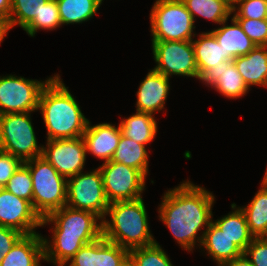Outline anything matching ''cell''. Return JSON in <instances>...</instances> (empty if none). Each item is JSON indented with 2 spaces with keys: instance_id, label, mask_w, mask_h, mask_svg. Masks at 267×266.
Wrapping results in <instances>:
<instances>
[{
  "instance_id": "1",
  "label": "cell",
  "mask_w": 267,
  "mask_h": 266,
  "mask_svg": "<svg viewBox=\"0 0 267 266\" xmlns=\"http://www.w3.org/2000/svg\"><path fill=\"white\" fill-rule=\"evenodd\" d=\"M162 199L159 217L177 243L188 251L194 248L196 240L201 244L204 235L197 237V233L204 226L206 230L212 222L213 194L203 187L185 181L168 190Z\"/></svg>"
},
{
  "instance_id": "2",
  "label": "cell",
  "mask_w": 267,
  "mask_h": 266,
  "mask_svg": "<svg viewBox=\"0 0 267 266\" xmlns=\"http://www.w3.org/2000/svg\"><path fill=\"white\" fill-rule=\"evenodd\" d=\"M49 222L54 223L53 239L43 238L44 261L57 266H65L81 247L102 236V219L90 211L64 206L42 218V226Z\"/></svg>"
},
{
  "instance_id": "3",
  "label": "cell",
  "mask_w": 267,
  "mask_h": 266,
  "mask_svg": "<svg viewBox=\"0 0 267 266\" xmlns=\"http://www.w3.org/2000/svg\"><path fill=\"white\" fill-rule=\"evenodd\" d=\"M38 110L47 128V140L82 137L89 122L57 74L42 89Z\"/></svg>"
},
{
  "instance_id": "4",
  "label": "cell",
  "mask_w": 267,
  "mask_h": 266,
  "mask_svg": "<svg viewBox=\"0 0 267 266\" xmlns=\"http://www.w3.org/2000/svg\"><path fill=\"white\" fill-rule=\"evenodd\" d=\"M102 220V236L110 242L131 250L156 242L149 230L148 216L143 199L109 203Z\"/></svg>"
},
{
  "instance_id": "5",
  "label": "cell",
  "mask_w": 267,
  "mask_h": 266,
  "mask_svg": "<svg viewBox=\"0 0 267 266\" xmlns=\"http://www.w3.org/2000/svg\"><path fill=\"white\" fill-rule=\"evenodd\" d=\"M33 182V208L41 218L66 206L67 179L42 156L23 163Z\"/></svg>"
},
{
  "instance_id": "6",
  "label": "cell",
  "mask_w": 267,
  "mask_h": 266,
  "mask_svg": "<svg viewBox=\"0 0 267 266\" xmlns=\"http://www.w3.org/2000/svg\"><path fill=\"white\" fill-rule=\"evenodd\" d=\"M152 41H191L194 19L182 0H156L151 13Z\"/></svg>"
},
{
  "instance_id": "7",
  "label": "cell",
  "mask_w": 267,
  "mask_h": 266,
  "mask_svg": "<svg viewBox=\"0 0 267 266\" xmlns=\"http://www.w3.org/2000/svg\"><path fill=\"white\" fill-rule=\"evenodd\" d=\"M30 112L0 115V150L19 158L23 163L42 155L38 146Z\"/></svg>"
},
{
  "instance_id": "8",
  "label": "cell",
  "mask_w": 267,
  "mask_h": 266,
  "mask_svg": "<svg viewBox=\"0 0 267 266\" xmlns=\"http://www.w3.org/2000/svg\"><path fill=\"white\" fill-rule=\"evenodd\" d=\"M66 206L93 212L102 220L106 217L109 202L105 196L103 177L99 168L90 173L82 171L67 179Z\"/></svg>"
},
{
  "instance_id": "9",
  "label": "cell",
  "mask_w": 267,
  "mask_h": 266,
  "mask_svg": "<svg viewBox=\"0 0 267 266\" xmlns=\"http://www.w3.org/2000/svg\"><path fill=\"white\" fill-rule=\"evenodd\" d=\"M51 78L41 82L14 75L0 76V115L38 110L41 91Z\"/></svg>"
},
{
  "instance_id": "10",
  "label": "cell",
  "mask_w": 267,
  "mask_h": 266,
  "mask_svg": "<svg viewBox=\"0 0 267 266\" xmlns=\"http://www.w3.org/2000/svg\"><path fill=\"white\" fill-rule=\"evenodd\" d=\"M99 169L109 203L142 198L146 176L140 170L114 161L104 162Z\"/></svg>"
},
{
  "instance_id": "11",
  "label": "cell",
  "mask_w": 267,
  "mask_h": 266,
  "mask_svg": "<svg viewBox=\"0 0 267 266\" xmlns=\"http://www.w3.org/2000/svg\"><path fill=\"white\" fill-rule=\"evenodd\" d=\"M154 71L166 77L180 75L198 78L192 41H152Z\"/></svg>"
},
{
  "instance_id": "12",
  "label": "cell",
  "mask_w": 267,
  "mask_h": 266,
  "mask_svg": "<svg viewBox=\"0 0 267 266\" xmlns=\"http://www.w3.org/2000/svg\"><path fill=\"white\" fill-rule=\"evenodd\" d=\"M44 157L66 179L82 172L86 161V144L83 137L47 140Z\"/></svg>"
},
{
  "instance_id": "13",
  "label": "cell",
  "mask_w": 267,
  "mask_h": 266,
  "mask_svg": "<svg viewBox=\"0 0 267 266\" xmlns=\"http://www.w3.org/2000/svg\"><path fill=\"white\" fill-rule=\"evenodd\" d=\"M0 226L13 228L24 235L36 233L42 218L31 202L0 188Z\"/></svg>"
},
{
  "instance_id": "14",
  "label": "cell",
  "mask_w": 267,
  "mask_h": 266,
  "mask_svg": "<svg viewBox=\"0 0 267 266\" xmlns=\"http://www.w3.org/2000/svg\"><path fill=\"white\" fill-rule=\"evenodd\" d=\"M70 261L69 266H128L129 250L101 236L81 247Z\"/></svg>"
},
{
  "instance_id": "15",
  "label": "cell",
  "mask_w": 267,
  "mask_h": 266,
  "mask_svg": "<svg viewBox=\"0 0 267 266\" xmlns=\"http://www.w3.org/2000/svg\"><path fill=\"white\" fill-rule=\"evenodd\" d=\"M199 79L230 99L242 97L249 91L233 61H224L221 66L207 69Z\"/></svg>"
},
{
  "instance_id": "16",
  "label": "cell",
  "mask_w": 267,
  "mask_h": 266,
  "mask_svg": "<svg viewBox=\"0 0 267 266\" xmlns=\"http://www.w3.org/2000/svg\"><path fill=\"white\" fill-rule=\"evenodd\" d=\"M169 89V78L152 69L140 83L136 111L150 114L160 112L164 108Z\"/></svg>"
},
{
  "instance_id": "17",
  "label": "cell",
  "mask_w": 267,
  "mask_h": 266,
  "mask_svg": "<svg viewBox=\"0 0 267 266\" xmlns=\"http://www.w3.org/2000/svg\"><path fill=\"white\" fill-rule=\"evenodd\" d=\"M121 134L120 126L115 127L110 123L90 126V122H88L82 136L86 144V152L105 160L104 162L111 161Z\"/></svg>"
},
{
  "instance_id": "18",
  "label": "cell",
  "mask_w": 267,
  "mask_h": 266,
  "mask_svg": "<svg viewBox=\"0 0 267 266\" xmlns=\"http://www.w3.org/2000/svg\"><path fill=\"white\" fill-rule=\"evenodd\" d=\"M44 260L43 237L39 233L23 235L12 247L0 266H40Z\"/></svg>"
},
{
  "instance_id": "19",
  "label": "cell",
  "mask_w": 267,
  "mask_h": 266,
  "mask_svg": "<svg viewBox=\"0 0 267 266\" xmlns=\"http://www.w3.org/2000/svg\"><path fill=\"white\" fill-rule=\"evenodd\" d=\"M233 62L249 88L251 85L267 86V46H256Z\"/></svg>"
},
{
  "instance_id": "20",
  "label": "cell",
  "mask_w": 267,
  "mask_h": 266,
  "mask_svg": "<svg viewBox=\"0 0 267 266\" xmlns=\"http://www.w3.org/2000/svg\"><path fill=\"white\" fill-rule=\"evenodd\" d=\"M232 25H227L225 20L220 25L223 27L210 31L216 38L220 47L223 48L225 55H230L233 59L239 56H245L256 45L243 32L241 25L231 17Z\"/></svg>"
},
{
  "instance_id": "21",
  "label": "cell",
  "mask_w": 267,
  "mask_h": 266,
  "mask_svg": "<svg viewBox=\"0 0 267 266\" xmlns=\"http://www.w3.org/2000/svg\"><path fill=\"white\" fill-rule=\"evenodd\" d=\"M191 41L198 68V79L207 69L221 66L224 61H233L230 55H225L211 32H204L199 35V39Z\"/></svg>"
},
{
  "instance_id": "22",
  "label": "cell",
  "mask_w": 267,
  "mask_h": 266,
  "mask_svg": "<svg viewBox=\"0 0 267 266\" xmlns=\"http://www.w3.org/2000/svg\"><path fill=\"white\" fill-rule=\"evenodd\" d=\"M203 235L201 246L206 248L208 255L212 256L218 266H223L243 254V251L213 221L203 231Z\"/></svg>"
},
{
  "instance_id": "23",
  "label": "cell",
  "mask_w": 267,
  "mask_h": 266,
  "mask_svg": "<svg viewBox=\"0 0 267 266\" xmlns=\"http://www.w3.org/2000/svg\"><path fill=\"white\" fill-rule=\"evenodd\" d=\"M232 213L217 219L213 223L225 234L231 241L238 246L243 252L254 239L250 233L247 220L241 207H236V204L231 205Z\"/></svg>"
},
{
  "instance_id": "24",
  "label": "cell",
  "mask_w": 267,
  "mask_h": 266,
  "mask_svg": "<svg viewBox=\"0 0 267 266\" xmlns=\"http://www.w3.org/2000/svg\"><path fill=\"white\" fill-rule=\"evenodd\" d=\"M152 115L154 114L137 111L123 119L119 124L122 135L139 144L150 143L157 133V122Z\"/></svg>"
},
{
  "instance_id": "25",
  "label": "cell",
  "mask_w": 267,
  "mask_h": 266,
  "mask_svg": "<svg viewBox=\"0 0 267 266\" xmlns=\"http://www.w3.org/2000/svg\"><path fill=\"white\" fill-rule=\"evenodd\" d=\"M111 161L122 163L131 168L140 170L147 176L148 152L145 145L139 144L122 134Z\"/></svg>"
},
{
  "instance_id": "26",
  "label": "cell",
  "mask_w": 267,
  "mask_h": 266,
  "mask_svg": "<svg viewBox=\"0 0 267 266\" xmlns=\"http://www.w3.org/2000/svg\"><path fill=\"white\" fill-rule=\"evenodd\" d=\"M241 210L254 238L267 237V189L261 187L250 204Z\"/></svg>"
},
{
  "instance_id": "27",
  "label": "cell",
  "mask_w": 267,
  "mask_h": 266,
  "mask_svg": "<svg viewBox=\"0 0 267 266\" xmlns=\"http://www.w3.org/2000/svg\"><path fill=\"white\" fill-rule=\"evenodd\" d=\"M62 24L83 23L96 14L102 0H56Z\"/></svg>"
},
{
  "instance_id": "28",
  "label": "cell",
  "mask_w": 267,
  "mask_h": 266,
  "mask_svg": "<svg viewBox=\"0 0 267 266\" xmlns=\"http://www.w3.org/2000/svg\"><path fill=\"white\" fill-rule=\"evenodd\" d=\"M191 13L194 21L195 15L202 16L215 23L221 24L228 20L232 9L221 0H182Z\"/></svg>"
},
{
  "instance_id": "29",
  "label": "cell",
  "mask_w": 267,
  "mask_h": 266,
  "mask_svg": "<svg viewBox=\"0 0 267 266\" xmlns=\"http://www.w3.org/2000/svg\"><path fill=\"white\" fill-rule=\"evenodd\" d=\"M130 266H173L157 241L151 245L129 250Z\"/></svg>"
},
{
  "instance_id": "30",
  "label": "cell",
  "mask_w": 267,
  "mask_h": 266,
  "mask_svg": "<svg viewBox=\"0 0 267 266\" xmlns=\"http://www.w3.org/2000/svg\"><path fill=\"white\" fill-rule=\"evenodd\" d=\"M48 0H12L9 23L11 28L19 25L24 29L36 16ZM14 15V16H13Z\"/></svg>"
},
{
  "instance_id": "31",
  "label": "cell",
  "mask_w": 267,
  "mask_h": 266,
  "mask_svg": "<svg viewBox=\"0 0 267 266\" xmlns=\"http://www.w3.org/2000/svg\"><path fill=\"white\" fill-rule=\"evenodd\" d=\"M62 25L56 0H48L36 16L23 30L31 37L40 29L53 30Z\"/></svg>"
},
{
  "instance_id": "32",
  "label": "cell",
  "mask_w": 267,
  "mask_h": 266,
  "mask_svg": "<svg viewBox=\"0 0 267 266\" xmlns=\"http://www.w3.org/2000/svg\"><path fill=\"white\" fill-rule=\"evenodd\" d=\"M4 189L33 205V182L29 169L22 164L4 186Z\"/></svg>"
},
{
  "instance_id": "33",
  "label": "cell",
  "mask_w": 267,
  "mask_h": 266,
  "mask_svg": "<svg viewBox=\"0 0 267 266\" xmlns=\"http://www.w3.org/2000/svg\"><path fill=\"white\" fill-rule=\"evenodd\" d=\"M237 6L232 9L235 19H267V0H239Z\"/></svg>"
},
{
  "instance_id": "34",
  "label": "cell",
  "mask_w": 267,
  "mask_h": 266,
  "mask_svg": "<svg viewBox=\"0 0 267 266\" xmlns=\"http://www.w3.org/2000/svg\"><path fill=\"white\" fill-rule=\"evenodd\" d=\"M256 46H267V19H236Z\"/></svg>"
},
{
  "instance_id": "35",
  "label": "cell",
  "mask_w": 267,
  "mask_h": 266,
  "mask_svg": "<svg viewBox=\"0 0 267 266\" xmlns=\"http://www.w3.org/2000/svg\"><path fill=\"white\" fill-rule=\"evenodd\" d=\"M22 164L19 158L0 150V188H4Z\"/></svg>"
},
{
  "instance_id": "36",
  "label": "cell",
  "mask_w": 267,
  "mask_h": 266,
  "mask_svg": "<svg viewBox=\"0 0 267 266\" xmlns=\"http://www.w3.org/2000/svg\"><path fill=\"white\" fill-rule=\"evenodd\" d=\"M243 253L254 266H267V237L254 238Z\"/></svg>"
},
{
  "instance_id": "37",
  "label": "cell",
  "mask_w": 267,
  "mask_h": 266,
  "mask_svg": "<svg viewBox=\"0 0 267 266\" xmlns=\"http://www.w3.org/2000/svg\"><path fill=\"white\" fill-rule=\"evenodd\" d=\"M23 235L13 228L0 226V263Z\"/></svg>"
},
{
  "instance_id": "38",
  "label": "cell",
  "mask_w": 267,
  "mask_h": 266,
  "mask_svg": "<svg viewBox=\"0 0 267 266\" xmlns=\"http://www.w3.org/2000/svg\"><path fill=\"white\" fill-rule=\"evenodd\" d=\"M223 266H254V265L250 262L249 258L243 253L241 256L236 257L234 260L225 263Z\"/></svg>"
},
{
  "instance_id": "39",
  "label": "cell",
  "mask_w": 267,
  "mask_h": 266,
  "mask_svg": "<svg viewBox=\"0 0 267 266\" xmlns=\"http://www.w3.org/2000/svg\"><path fill=\"white\" fill-rule=\"evenodd\" d=\"M12 0H0V17L9 20Z\"/></svg>"
},
{
  "instance_id": "40",
  "label": "cell",
  "mask_w": 267,
  "mask_h": 266,
  "mask_svg": "<svg viewBox=\"0 0 267 266\" xmlns=\"http://www.w3.org/2000/svg\"><path fill=\"white\" fill-rule=\"evenodd\" d=\"M11 29L9 20L1 18L0 17V43L4 39V37H7L8 31Z\"/></svg>"
},
{
  "instance_id": "41",
  "label": "cell",
  "mask_w": 267,
  "mask_h": 266,
  "mask_svg": "<svg viewBox=\"0 0 267 266\" xmlns=\"http://www.w3.org/2000/svg\"><path fill=\"white\" fill-rule=\"evenodd\" d=\"M221 1H223L228 7L233 9L239 0H221Z\"/></svg>"
},
{
  "instance_id": "42",
  "label": "cell",
  "mask_w": 267,
  "mask_h": 266,
  "mask_svg": "<svg viewBox=\"0 0 267 266\" xmlns=\"http://www.w3.org/2000/svg\"><path fill=\"white\" fill-rule=\"evenodd\" d=\"M261 187L267 189V169H266L263 181L261 183Z\"/></svg>"
}]
</instances>
